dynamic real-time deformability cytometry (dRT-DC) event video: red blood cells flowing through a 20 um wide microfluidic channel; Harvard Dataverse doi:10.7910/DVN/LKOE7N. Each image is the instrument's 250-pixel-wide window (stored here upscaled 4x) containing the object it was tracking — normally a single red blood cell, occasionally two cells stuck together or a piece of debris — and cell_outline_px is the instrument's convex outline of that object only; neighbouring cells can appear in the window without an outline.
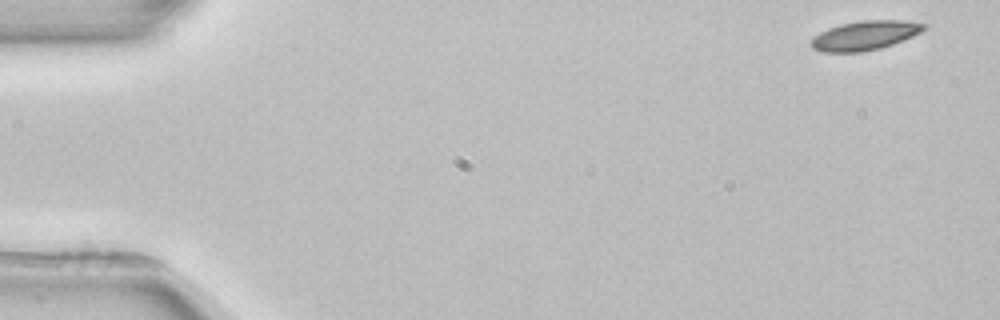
{"species": "common noctule bat (a hibernating species)", "species_latin": "Nyctalus noctula", "temperature_condition": "room temperature", "stored_images_in_passage": 4, "camera_frame_rate_fps": 3000, "um_per_image_px": 0.085, "animal": {"sex": "female", "body_mass_g": 22.7, "forearm_length_mm": 54.2}, "frame": {"image": 1, "passage_image": 1, "time_ms": 0.0, "image_size_px": [1000, 320], "cell_outline_px": [[928, 24], [920, 32], [912, 36], [892, 44], [880, 48], [860, 52], [824, 52], [812, 48], [812, 40], [820, 32], [828, 28], [860, 20], [904, 20]], "centroid_in_image_um": [73.53, 3.01], "position_along_channel_um": 11.5, "area_um2": 18.9}}
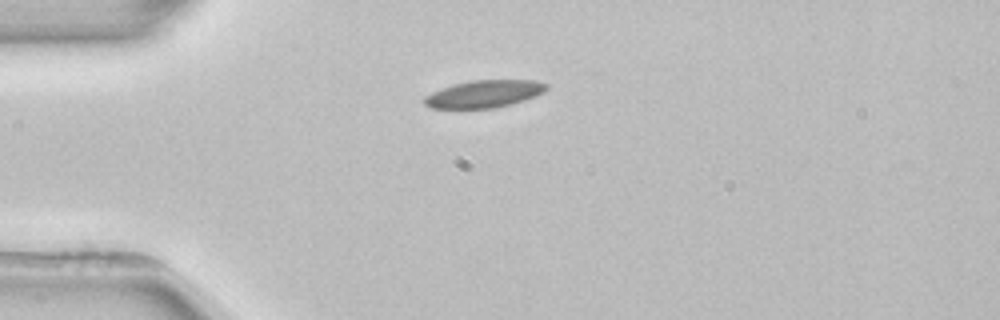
{"frame": {"image": 2, "passage_image": 4, "time_ms": 3.667, "image_size_px": [1000, 320], "cell_outline_px": [[548, 88], [544, 92], [524, 100], [492, 108], [432, 108], [424, 104], [424, 96], [440, 88], [452, 84], [472, 80], [536, 80], [548, 84]], "centroid_in_image_um": [41.14, 7.97], "position_along_channel_um": 43.9, "area_um2": 19.42}}